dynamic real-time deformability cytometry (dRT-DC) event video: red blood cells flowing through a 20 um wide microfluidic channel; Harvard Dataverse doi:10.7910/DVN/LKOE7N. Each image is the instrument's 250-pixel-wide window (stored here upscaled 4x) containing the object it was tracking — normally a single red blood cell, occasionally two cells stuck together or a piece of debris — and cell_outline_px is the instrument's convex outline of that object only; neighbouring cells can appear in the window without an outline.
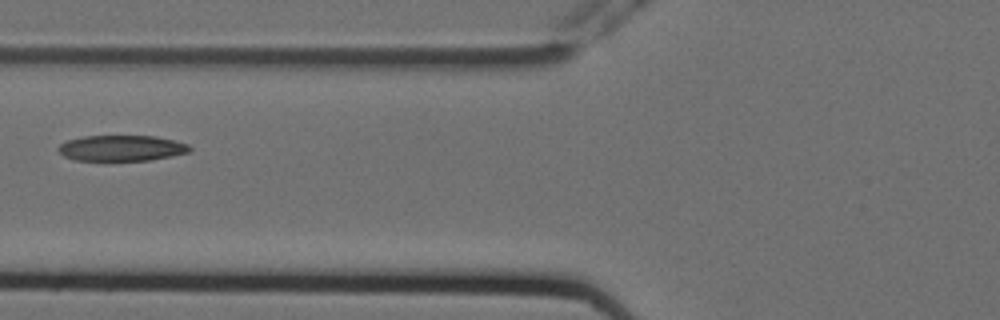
{"species": "Egyptian fruit bat (a non-hibernating species)", "species_latin": "Rousettus aegyptiacus", "temperature_condition": "cold", "stored_images_in_passage": 10, "camera_frame_rate_fps": 3000, "um_per_image_px": 0.085, "animal": {"sex": "female"}, "frame": {"image": 1, "passage_image": 6, "time_ms": 1.667, "image_size_px": [1000, 320], "cell_outline_px": [[192, 148], [188, 152], [172, 156], [148, 160], [76, 160], [64, 156], [56, 148], [60, 144], [68, 140], [84, 136], [156, 136], [188, 144]], "centroid_in_image_um": [10.32, 12.58], "position_along_channel_um": 115.5, "area_um2": 19.54}}
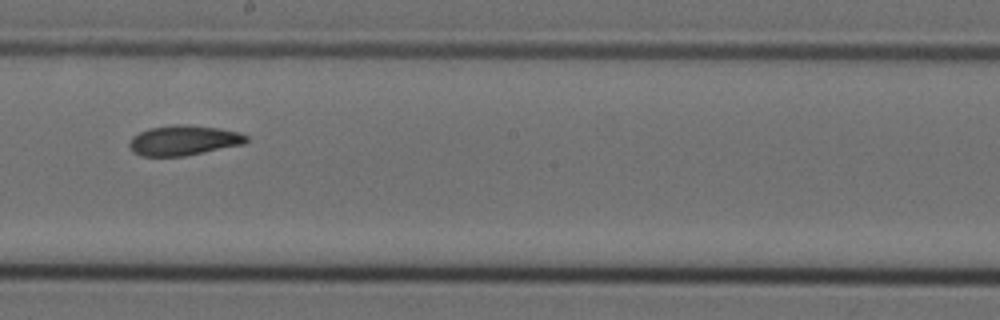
{"frame": {"image": 2, "passage_image": 9, "time_ms": 2.667, "image_size_px": [1000, 320], "cell_outline_px": [[248, 140], [244, 144], [184, 156], [140, 156], [132, 152], [128, 148], [128, 144], [132, 136], [148, 128], [176, 124], [184, 124], [220, 128], [240, 132], [248, 136]], "centroid_in_image_um": [15.58, 11.93], "position_along_channel_um": 232.6, "area_um2": 20.69}}
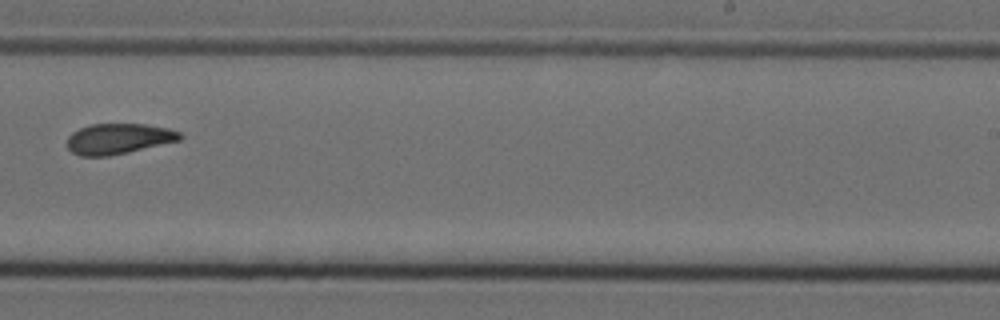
{"frame": {"image": 3, "passage_image": 10, "time_ms": 3.0, "image_size_px": [1000, 320], "cell_outline_px": [[184, 136], [180, 140], [128, 152], [108, 156], [80, 156], [72, 152], [68, 148], [68, 136], [72, 132], [80, 128], [92, 124], [144, 124], [168, 128], [180, 132]], "centroid_in_image_um": [10.08, 11.79], "position_along_channel_um": 278.9, "area_um2": 20.0}}